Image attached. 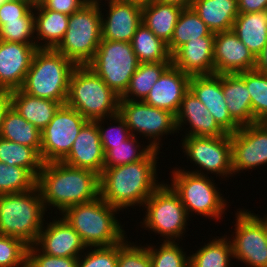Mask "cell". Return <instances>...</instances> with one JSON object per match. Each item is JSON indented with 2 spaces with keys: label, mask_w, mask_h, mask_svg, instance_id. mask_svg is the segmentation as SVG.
<instances>
[{
  "label": "cell",
  "mask_w": 267,
  "mask_h": 267,
  "mask_svg": "<svg viewBox=\"0 0 267 267\" xmlns=\"http://www.w3.org/2000/svg\"><path fill=\"white\" fill-rule=\"evenodd\" d=\"M108 1V14H101L102 39L131 43L137 28L142 23V6L119 0Z\"/></svg>",
  "instance_id": "ffe728a7"
},
{
  "label": "cell",
  "mask_w": 267,
  "mask_h": 267,
  "mask_svg": "<svg viewBox=\"0 0 267 267\" xmlns=\"http://www.w3.org/2000/svg\"><path fill=\"white\" fill-rule=\"evenodd\" d=\"M117 267H152L148 248L125 239L118 243Z\"/></svg>",
  "instance_id": "ee69618b"
},
{
  "label": "cell",
  "mask_w": 267,
  "mask_h": 267,
  "mask_svg": "<svg viewBox=\"0 0 267 267\" xmlns=\"http://www.w3.org/2000/svg\"><path fill=\"white\" fill-rule=\"evenodd\" d=\"M34 8L26 2L10 0L0 5L1 26L7 21L19 20V18H35Z\"/></svg>",
  "instance_id": "7dc6e473"
},
{
  "label": "cell",
  "mask_w": 267,
  "mask_h": 267,
  "mask_svg": "<svg viewBox=\"0 0 267 267\" xmlns=\"http://www.w3.org/2000/svg\"><path fill=\"white\" fill-rule=\"evenodd\" d=\"M87 121L74 108L61 105L41 132L40 156L43 163L62 161Z\"/></svg>",
  "instance_id": "7c38bea8"
},
{
  "label": "cell",
  "mask_w": 267,
  "mask_h": 267,
  "mask_svg": "<svg viewBox=\"0 0 267 267\" xmlns=\"http://www.w3.org/2000/svg\"><path fill=\"white\" fill-rule=\"evenodd\" d=\"M171 64L172 62L140 63L131 77L127 91L120 100L143 101Z\"/></svg>",
  "instance_id": "d6a6232c"
},
{
  "label": "cell",
  "mask_w": 267,
  "mask_h": 267,
  "mask_svg": "<svg viewBox=\"0 0 267 267\" xmlns=\"http://www.w3.org/2000/svg\"><path fill=\"white\" fill-rule=\"evenodd\" d=\"M222 91L231 117L240 125L255 123L245 81L237 74H222Z\"/></svg>",
  "instance_id": "484cf974"
},
{
  "label": "cell",
  "mask_w": 267,
  "mask_h": 267,
  "mask_svg": "<svg viewBox=\"0 0 267 267\" xmlns=\"http://www.w3.org/2000/svg\"><path fill=\"white\" fill-rule=\"evenodd\" d=\"M210 33L211 31L205 22L192 7L183 8L174 28L172 39L167 44L168 51L172 55L186 42L208 36Z\"/></svg>",
  "instance_id": "836d02e7"
},
{
  "label": "cell",
  "mask_w": 267,
  "mask_h": 267,
  "mask_svg": "<svg viewBox=\"0 0 267 267\" xmlns=\"http://www.w3.org/2000/svg\"><path fill=\"white\" fill-rule=\"evenodd\" d=\"M75 67L56 49L38 48L20 89L31 96L66 104L69 80Z\"/></svg>",
  "instance_id": "277c9868"
},
{
  "label": "cell",
  "mask_w": 267,
  "mask_h": 267,
  "mask_svg": "<svg viewBox=\"0 0 267 267\" xmlns=\"http://www.w3.org/2000/svg\"><path fill=\"white\" fill-rule=\"evenodd\" d=\"M143 228L164 237V241L177 242L186 231L188 216L179 196L164 182L146 200ZM145 226V227H144ZM181 236V237H180Z\"/></svg>",
  "instance_id": "30bf717a"
},
{
  "label": "cell",
  "mask_w": 267,
  "mask_h": 267,
  "mask_svg": "<svg viewBox=\"0 0 267 267\" xmlns=\"http://www.w3.org/2000/svg\"><path fill=\"white\" fill-rule=\"evenodd\" d=\"M46 1L47 0H34V8L43 5Z\"/></svg>",
  "instance_id": "9f6ffc18"
},
{
  "label": "cell",
  "mask_w": 267,
  "mask_h": 267,
  "mask_svg": "<svg viewBox=\"0 0 267 267\" xmlns=\"http://www.w3.org/2000/svg\"><path fill=\"white\" fill-rule=\"evenodd\" d=\"M27 249L22 240L0 234V267H26Z\"/></svg>",
  "instance_id": "b9f144b4"
},
{
  "label": "cell",
  "mask_w": 267,
  "mask_h": 267,
  "mask_svg": "<svg viewBox=\"0 0 267 267\" xmlns=\"http://www.w3.org/2000/svg\"><path fill=\"white\" fill-rule=\"evenodd\" d=\"M255 70L267 75V43L256 57Z\"/></svg>",
  "instance_id": "816d5d0a"
},
{
  "label": "cell",
  "mask_w": 267,
  "mask_h": 267,
  "mask_svg": "<svg viewBox=\"0 0 267 267\" xmlns=\"http://www.w3.org/2000/svg\"><path fill=\"white\" fill-rule=\"evenodd\" d=\"M78 257H56L41 252L35 245L28 246V267H77Z\"/></svg>",
  "instance_id": "bcb514c9"
},
{
  "label": "cell",
  "mask_w": 267,
  "mask_h": 267,
  "mask_svg": "<svg viewBox=\"0 0 267 267\" xmlns=\"http://www.w3.org/2000/svg\"><path fill=\"white\" fill-rule=\"evenodd\" d=\"M118 113L125 120L131 135H143L149 140L152 138L148 144L152 149H161L160 142L164 134L177 133L174 114L143 101L119 100Z\"/></svg>",
  "instance_id": "8fae6325"
},
{
  "label": "cell",
  "mask_w": 267,
  "mask_h": 267,
  "mask_svg": "<svg viewBox=\"0 0 267 267\" xmlns=\"http://www.w3.org/2000/svg\"><path fill=\"white\" fill-rule=\"evenodd\" d=\"M12 107L11 91L0 90V132L6 113Z\"/></svg>",
  "instance_id": "f907efd6"
},
{
  "label": "cell",
  "mask_w": 267,
  "mask_h": 267,
  "mask_svg": "<svg viewBox=\"0 0 267 267\" xmlns=\"http://www.w3.org/2000/svg\"><path fill=\"white\" fill-rule=\"evenodd\" d=\"M105 153L100 141L96 121H87L80 130L69 154L62 160L65 164L101 174Z\"/></svg>",
  "instance_id": "44dd1931"
},
{
  "label": "cell",
  "mask_w": 267,
  "mask_h": 267,
  "mask_svg": "<svg viewBox=\"0 0 267 267\" xmlns=\"http://www.w3.org/2000/svg\"><path fill=\"white\" fill-rule=\"evenodd\" d=\"M190 77L171 64L153 85L143 102L176 115L184 94L189 90Z\"/></svg>",
  "instance_id": "7402d4cb"
},
{
  "label": "cell",
  "mask_w": 267,
  "mask_h": 267,
  "mask_svg": "<svg viewBox=\"0 0 267 267\" xmlns=\"http://www.w3.org/2000/svg\"><path fill=\"white\" fill-rule=\"evenodd\" d=\"M171 172L173 178L169 186L179 196L188 216L194 212L212 220L221 219L227 209V200L214 185L212 178L179 168Z\"/></svg>",
  "instance_id": "ba28073f"
},
{
  "label": "cell",
  "mask_w": 267,
  "mask_h": 267,
  "mask_svg": "<svg viewBox=\"0 0 267 267\" xmlns=\"http://www.w3.org/2000/svg\"><path fill=\"white\" fill-rule=\"evenodd\" d=\"M246 209L237 211L235 236L229 239L233 258L249 267H267V238L263 223Z\"/></svg>",
  "instance_id": "5bb4252c"
},
{
  "label": "cell",
  "mask_w": 267,
  "mask_h": 267,
  "mask_svg": "<svg viewBox=\"0 0 267 267\" xmlns=\"http://www.w3.org/2000/svg\"><path fill=\"white\" fill-rule=\"evenodd\" d=\"M109 119L113 120L112 122L114 124L116 123L117 126H112L111 124L110 127H108L109 129H105L104 126H102L104 120L106 121L105 118L95 120L103 149H112V145L121 144L131 136L125 120L119 115V113L109 117Z\"/></svg>",
  "instance_id": "f6af8a7d"
},
{
  "label": "cell",
  "mask_w": 267,
  "mask_h": 267,
  "mask_svg": "<svg viewBox=\"0 0 267 267\" xmlns=\"http://www.w3.org/2000/svg\"><path fill=\"white\" fill-rule=\"evenodd\" d=\"M232 170L254 169L267 164V123L255 122L241 126L230 134ZM237 172V173H236Z\"/></svg>",
  "instance_id": "9a60e30c"
},
{
  "label": "cell",
  "mask_w": 267,
  "mask_h": 267,
  "mask_svg": "<svg viewBox=\"0 0 267 267\" xmlns=\"http://www.w3.org/2000/svg\"><path fill=\"white\" fill-rule=\"evenodd\" d=\"M37 186L45 209L51 206L60 213L70 206L87 203L100 196L99 174L62 161L43 163Z\"/></svg>",
  "instance_id": "7a4b0ae2"
},
{
  "label": "cell",
  "mask_w": 267,
  "mask_h": 267,
  "mask_svg": "<svg viewBox=\"0 0 267 267\" xmlns=\"http://www.w3.org/2000/svg\"><path fill=\"white\" fill-rule=\"evenodd\" d=\"M11 102L13 109L40 132L62 105L60 102L31 96L21 89L11 91Z\"/></svg>",
  "instance_id": "d4e9b609"
},
{
  "label": "cell",
  "mask_w": 267,
  "mask_h": 267,
  "mask_svg": "<svg viewBox=\"0 0 267 267\" xmlns=\"http://www.w3.org/2000/svg\"><path fill=\"white\" fill-rule=\"evenodd\" d=\"M45 224L34 244L41 252L56 257H79L87 249L80 235L63 217Z\"/></svg>",
  "instance_id": "d6986e66"
},
{
  "label": "cell",
  "mask_w": 267,
  "mask_h": 267,
  "mask_svg": "<svg viewBox=\"0 0 267 267\" xmlns=\"http://www.w3.org/2000/svg\"><path fill=\"white\" fill-rule=\"evenodd\" d=\"M214 74H235L253 70L256 58L231 29L215 33Z\"/></svg>",
  "instance_id": "e0dca14e"
},
{
  "label": "cell",
  "mask_w": 267,
  "mask_h": 267,
  "mask_svg": "<svg viewBox=\"0 0 267 267\" xmlns=\"http://www.w3.org/2000/svg\"><path fill=\"white\" fill-rule=\"evenodd\" d=\"M192 8L212 33L231 30L239 14L237 0H194Z\"/></svg>",
  "instance_id": "4316f807"
},
{
  "label": "cell",
  "mask_w": 267,
  "mask_h": 267,
  "mask_svg": "<svg viewBox=\"0 0 267 267\" xmlns=\"http://www.w3.org/2000/svg\"><path fill=\"white\" fill-rule=\"evenodd\" d=\"M120 210L100 196L90 202L66 208L60 215L77 231L86 247L111 246L127 237L116 218Z\"/></svg>",
  "instance_id": "3957f363"
},
{
  "label": "cell",
  "mask_w": 267,
  "mask_h": 267,
  "mask_svg": "<svg viewBox=\"0 0 267 267\" xmlns=\"http://www.w3.org/2000/svg\"><path fill=\"white\" fill-rule=\"evenodd\" d=\"M19 1L26 2L27 4H29L30 6L34 8V0H19Z\"/></svg>",
  "instance_id": "6f0895ef"
},
{
  "label": "cell",
  "mask_w": 267,
  "mask_h": 267,
  "mask_svg": "<svg viewBox=\"0 0 267 267\" xmlns=\"http://www.w3.org/2000/svg\"><path fill=\"white\" fill-rule=\"evenodd\" d=\"M255 216L263 223V228L267 238V216L266 217L264 216L263 218H261L258 214L257 215L255 214Z\"/></svg>",
  "instance_id": "11a10c76"
},
{
  "label": "cell",
  "mask_w": 267,
  "mask_h": 267,
  "mask_svg": "<svg viewBox=\"0 0 267 267\" xmlns=\"http://www.w3.org/2000/svg\"><path fill=\"white\" fill-rule=\"evenodd\" d=\"M34 34L35 18H19V20L7 21L1 26L0 40L36 44V37Z\"/></svg>",
  "instance_id": "60d3db41"
},
{
  "label": "cell",
  "mask_w": 267,
  "mask_h": 267,
  "mask_svg": "<svg viewBox=\"0 0 267 267\" xmlns=\"http://www.w3.org/2000/svg\"><path fill=\"white\" fill-rule=\"evenodd\" d=\"M37 49L36 44L0 40V90L21 88Z\"/></svg>",
  "instance_id": "ac0fdd59"
},
{
  "label": "cell",
  "mask_w": 267,
  "mask_h": 267,
  "mask_svg": "<svg viewBox=\"0 0 267 267\" xmlns=\"http://www.w3.org/2000/svg\"><path fill=\"white\" fill-rule=\"evenodd\" d=\"M120 97L88 66H76L70 76L66 104L89 121L118 114Z\"/></svg>",
  "instance_id": "8992f818"
},
{
  "label": "cell",
  "mask_w": 267,
  "mask_h": 267,
  "mask_svg": "<svg viewBox=\"0 0 267 267\" xmlns=\"http://www.w3.org/2000/svg\"><path fill=\"white\" fill-rule=\"evenodd\" d=\"M45 211L38 186L23 193L0 195V234L34 245L44 226Z\"/></svg>",
  "instance_id": "5b68a950"
},
{
  "label": "cell",
  "mask_w": 267,
  "mask_h": 267,
  "mask_svg": "<svg viewBox=\"0 0 267 267\" xmlns=\"http://www.w3.org/2000/svg\"><path fill=\"white\" fill-rule=\"evenodd\" d=\"M90 0H47L42 5L45 9L70 16L80 10Z\"/></svg>",
  "instance_id": "c3c4849f"
},
{
  "label": "cell",
  "mask_w": 267,
  "mask_h": 267,
  "mask_svg": "<svg viewBox=\"0 0 267 267\" xmlns=\"http://www.w3.org/2000/svg\"><path fill=\"white\" fill-rule=\"evenodd\" d=\"M215 33L190 40L172 55V64L190 76L214 74L213 47Z\"/></svg>",
  "instance_id": "603a6c76"
},
{
  "label": "cell",
  "mask_w": 267,
  "mask_h": 267,
  "mask_svg": "<svg viewBox=\"0 0 267 267\" xmlns=\"http://www.w3.org/2000/svg\"><path fill=\"white\" fill-rule=\"evenodd\" d=\"M239 13L267 11V0H237Z\"/></svg>",
  "instance_id": "681fc988"
},
{
  "label": "cell",
  "mask_w": 267,
  "mask_h": 267,
  "mask_svg": "<svg viewBox=\"0 0 267 267\" xmlns=\"http://www.w3.org/2000/svg\"><path fill=\"white\" fill-rule=\"evenodd\" d=\"M232 30L256 58L267 43V11L239 13Z\"/></svg>",
  "instance_id": "f1b7e54d"
},
{
  "label": "cell",
  "mask_w": 267,
  "mask_h": 267,
  "mask_svg": "<svg viewBox=\"0 0 267 267\" xmlns=\"http://www.w3.org/2000/svg\"><path fill=\"white\" fill-rule=\"evenodd\" d=\"M160 3L174 4L182 8H190L193 5L194 0H152Z\"/></svg>",
  "instance_id": "f5cc1de1"
},
{
  "label": "cell",
  "mask_w": 267,
  "mask_h": 267,
  "mask_svg": "<svg viewBox=\"0 0 267 267\" xmlns=\"http://www.w3.org/2000/svg\"><path fill=\"white\" fill-rule=\"evenodd\" d=\"M0 137L34 148L39 154L41 132L11 107L2 123Z\"/></svg>",
  "instance_id": "1f68e13d"
},
{
  "label": "cell",
  "mask_w": 267,
  "mask_h": 267,
  "mask_svg": "<svg viewBox=\"0 0 267 267\" xmlns=\"http://www.w3.org/2000/svg\"><path fill=\"white\" fill-rule=\"evenodd\" d=\"M182 149L190 162L198 165L201 170L189 171L206 175L202 168L213 174L228 177L234 176L232 170L231 137L230 134L218 137H184ZM202 171V172H201ZM229 175V176H228Z\"/></svg>",
  "instance_id": "4fadbf2b"
},
{
  "label": "cell",
  "mask_w": 267,
  "mask_h": 267,
  "mask_svg": "<svg viewBox=\"0 0 267 267\" xmlns=\"http://www.w3.org/2000/svg\"><path fill=\"white\" fill-rule=\"evenodd\" d=\"M182 10L178 5L151 1L142 6V23L168 44Z\"/></svg>",
  "instance_id": "f546056e"
},
{
  "label": "cell",
  "mask_w": 267,
  "mask_h": 267,
  "mask_svg": "<svg viewBox=\"0 0 267 267\" xmlns=\"http://www.w3.org/2000/svg\"><path fill=\"white\" fill-rule=\"evenodd\" d=\"M0 162L28 169L36 178L42 169L40 154L29 146L0 137Z\"/></svg>",
  "instance_id": "d590c367"
},
{
  "label": "cell",
  "mask_w": 267,
  "mask_h": 267,
  "mask_svg": "<svg viewBox=\"0 0 267 267\" xmlns=\"http://www.w3.org/2000/svg\"><path fill=\"white\" fill-rule=\"evenodd\" d=\"M139 144L137 137L131 135L123 143L112 145V149H103L105 153L103 168H113L142 160L152 148L149 145L142 148Z\"/></svg>",
  "instance_id": "f35d334b"
},
{
  "label": "cell",
  "mask_w": 267,
  "mask_h": 267,
  "mask_svg": "<svg viewBox=\"0 0 267 267\" xmlns=\"http://www.w3.org/2000/svg\"><path fill=\"white\" fill-rule=\"evenodd\" d=\"M152 267H189V256L176 241H163L159 248L146 245Z\"/></svg>",
  "instance_id": "ab89813d"
},
{
  "label": "cell",
  "mask_w": 267,
  "mask_h": 267,
  "mask_svg": "<svg viewBox=\"0 0 267 267\" xmlns=\"http://www.w3.org/2000/svg\"><path fill=\"white\" fill-rule=\"evenodd\" d=\"M215 238L189 256V267H230L233 258L230 237Z\"/></svg>",
  "instance_id": "e575fe53"
},
{
  "label": "cell",
  "mask_w": 267,
  "mask_h": 267,
  "mask_svg": "<svg viewBox=\"0 0 267 267\" xmlns=\"http://www.w3.org/2000/svg\"><path fill=\"white\" fill-rule=\"evenodd\" d=\"M139 64L131 43L102 39L95 56L86 66L121 98Z\"/></svg>",
  "instance_id": "9c48e42d"
},
{
  "label": "cell",
  "mask_w": 267,
  "mask_h": 267,
  "mask_svg": "<svg viewBox=\"0 0 267 267\" xmlns=\"http://www.w3.org/2000/svg\"><path fill=\"white\" fill-rule=\"evenodd\" d=\"M8 1H10V0H0V5L4 4L5 2H8Z\"/></svg>",
  "instance_id": "680465c9"
},
{
  "label": "cell",
  "mask_w": 267,
  "mask_h": 267,
  "mask_svg": "<svg viewBox=\"0 0 267 267\" xmlns=\"http://www.w3.org/2000/svg\"><path fill=\"white\" fill-rule=\"evenodd\" d=\"M34 17L37 48L55 49L68 29L69 16L45 9L41 5L34 8Z\"/></svg>",
  "instance_id": "83f0119b"
},
{
  "label": "cell",
  "mask_w": 267,
  "mask_h": 267,
  "mask_svg": "<svg viewBox=\"0 0 267 267\" xmlns=\"http://www.w3.org/2000/svg\"><path fill=\"white\" fill-rule=\"evenodd\" d=\"M189 89L204 104L226 134H233L241 127L227 109L222 91V74L191 76Z\"/></svg>",
  "instance_id": "2e32d148"
},
{
  "label": "cell",
  "mask_w": 267,
  "mask_h": 267,
  "mask_svg": "<svg viewBox=\"0 0 267 267\" xmlns=\"http://www.w3.org/2000/svg\"><path fill=\"white\" fill-rule=\"evenodd\" d=\"M100 1L90 0L69 16L65 36L55 48L76 66L87 65L102 40Z\"/></svg>",
  "instance_id": "52a82bcc"
},
{
  "label": "cell",
  "mask_w": 267,
  "mask_h": 267,
  "mask_svg": "<svg viewBox=\"0 0 267 267\" xmlns=\"http://www.w3.org/2000/svg\"><path fill=\"white\" fill-rule=\"evenodd\" d=\"M160 150L152 149L142 160L103 168L99 175L100 197L109 205L124 210L143 206L152 193L162 184L158 183L157 161Z\"/></svg>",
  "instance_id": "6da1fadb"
},
{
  "label": "cell",
  "mask_w": 267,
  "mask_h": 267,
  "mask_svg": "<svg viewBox=\"0 0 267 267\" xmlns=\"http://www.w3.org/2000/svg\"><path fill=\"white\" fill-rule=\"evenodd\" d=\"M131 44L140 63L172 62L167 44L143 23L137 28Z\"/></svg>",
  "instance_id": "4dcf8cb0"
},
{
  "label": "cell",
  "mask_w": 267,
  "mask_h": 267,
  "mask_svg": "<svg viewBox=\"0 0 267 267\" xmlns=\"http://www.w3.org/2000/svg\"><path fill=\"white\" fill-rule=\"evenodd\" d=\"M119 1L135 3L137 5L144 6V5L149 4L152 0H119Z\"/></svg>",
  "instance_id": "db71d44e"
},
{
  "label": "cell",
  "mask_w": 267,
  "mask_h": 267,
  "mask_svg": "<svg viewBox=\"0 0 267 267\" xmlns=\"http://www.w3.org/2000/svg\"><path fill=\"white\" fill-rule=\"evenodd\" d=\"M249 91L255 122L267 121V75L257 70L237 73Z\"/></svg>",
  "instance_id": "8d00e7d4"
},
{
  "label": "cell",
  "mask_w": 267,
  "mask_h": 267,
  "mask_svg": "<svg viewBox=\"0 0 267 267\" xmlns=\"http://www.w3.org/2000/svg\"><path fill=\"white\" fill-rule=\"evenodd\" d=\"M177 132L182 126L188 125L189 132L185 137H218L226 133L218 126L214 117L202 102L189 89L181 101L179 110L175 115Z\"/></svg>",
  "instance_id": "cb8c5ba5"
},
{
  "label": "cell",
  "mask_w": 267,
  "mask_h": 267,
  "mask_svg": "<svg viewBox=\"0 0 267 267\" xmlns=\"http://www.w3.org/2000/svg\"><path fill=\"white\" fill-rule=\"evenodd\" d=\"M37 186V178L26 168L0 162V195L23 193Z\"/></svg>",
  "instance_id": "74e56055"
},
{
  "label": "cell",
  "mask_w": 267,
  "mask_h": 267,
  "mask_svg": "<svg viewBox=\"0 0 267 267\" xmlns=\"http://www.w3.org/2000/svg\"><path fill=\"white\" fill-rule=\"evenodd\" d=\"M87 248L88 251L78 257L77 267H117L118 244Z\"/></svg>",
  "instance_id": "7bdbcfd3"
}]
</instances>
